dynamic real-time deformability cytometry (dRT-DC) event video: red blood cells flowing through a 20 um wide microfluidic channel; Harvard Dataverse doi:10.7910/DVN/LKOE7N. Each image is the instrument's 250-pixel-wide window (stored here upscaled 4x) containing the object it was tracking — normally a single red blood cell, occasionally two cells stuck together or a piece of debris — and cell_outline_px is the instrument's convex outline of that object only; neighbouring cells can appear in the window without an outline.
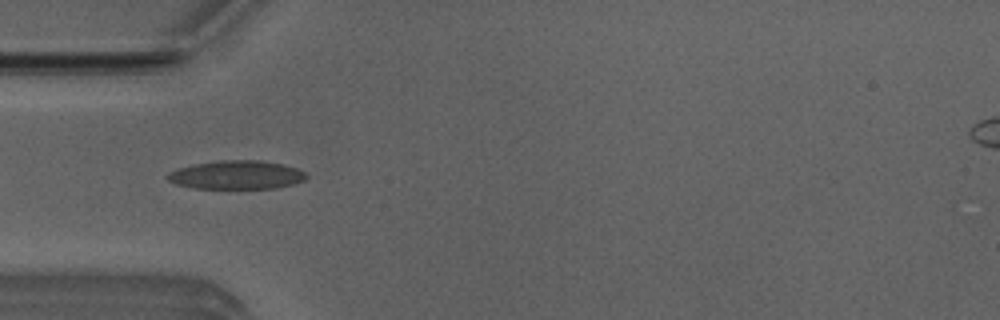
{"species": "Egyptian fruit bat (a non-hibernating species)", "species_latin": "Rousettus aegyptiacus", "temperature_condition": "room temperature", "stored_images_in_passage": 4, "camera_frame_rate_fps": 3000, "um_per_image_px": 0.085, "animal": {"sex": "male"}, "frame": {"image": 1, "passage_image": 3, "time_ms": 0.667, "image_size_px": [1000, 320], "cell_outline_px": [[308, 176], [304, 180], [292, 184], [276, 188], [192, 188], [176, 184], [168, 180], [164, 176], [168, 172], [180, 168], [196, 164], [220, 160], [260, 160], [284, 164], [296, 168], [304, 172]], "centroid_in_image_um": [20.1, 14.86], "position_along_channel_um": 64.9, "area_um2": 23.06}}